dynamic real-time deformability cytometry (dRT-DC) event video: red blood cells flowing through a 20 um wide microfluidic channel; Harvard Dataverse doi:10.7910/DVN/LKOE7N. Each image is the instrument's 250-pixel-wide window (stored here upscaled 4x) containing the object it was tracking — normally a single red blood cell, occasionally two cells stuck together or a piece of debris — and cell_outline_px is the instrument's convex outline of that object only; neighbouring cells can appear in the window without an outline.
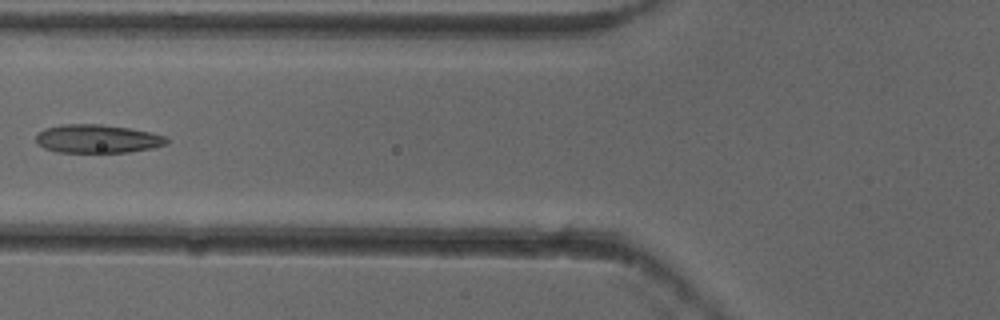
{"species": "common noctule bat (a hibernating species)", "species_latin": "Nyctalus noctula", "temperature_condition": "cold", "stored_images_in_passage": 6, "camera_frame_rate_fps": 3000, "um_per_image_px": 0.085, "animal": {"sex": "female"}, "frame": {"image": 1, "passage_image": 5, "time_ms": 1.333, "image_size_px": [1000, 320], "cell_outline_px": [[168, 144], [152, 148], [128, 152], [56, 152], [44, 148], [36, 140], [36, 136], [44, 128], [64, 124], [100, 124], [128, 128], [152, 132], [164, 136], [168, 140]], "centroid_in_image_um": [8.29, 11.8], "position_along_channel_um": 117.5, "area_um2": 21.56}}
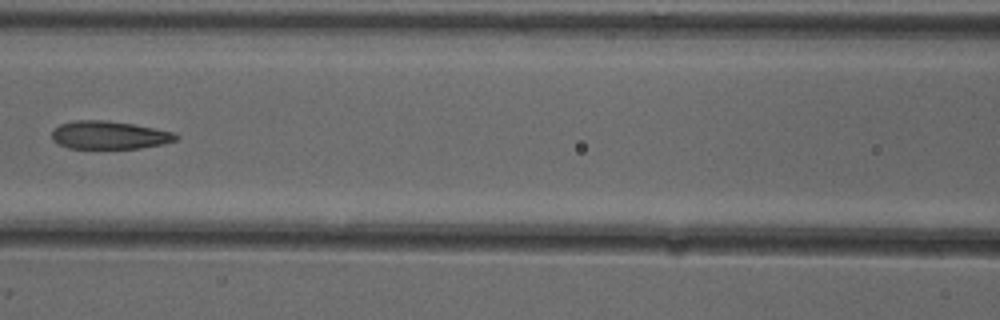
{"frame": {"image": 2, "passage_image": 6, "time_ms": 1.667, "image_size_px": [1000, 320], "cell_outline_px": [[180, 136], [176, 140], [164, 144], [140, 148], [68, 148], [52, 140], [52, 132], [60, 124], [76, 120], [108, 120], [132, 124], [172, 132]], "centroid_in_image_um": [9.29, 11.48], "position_along_channel_um": 157.3, "area_um2": 20.11}}